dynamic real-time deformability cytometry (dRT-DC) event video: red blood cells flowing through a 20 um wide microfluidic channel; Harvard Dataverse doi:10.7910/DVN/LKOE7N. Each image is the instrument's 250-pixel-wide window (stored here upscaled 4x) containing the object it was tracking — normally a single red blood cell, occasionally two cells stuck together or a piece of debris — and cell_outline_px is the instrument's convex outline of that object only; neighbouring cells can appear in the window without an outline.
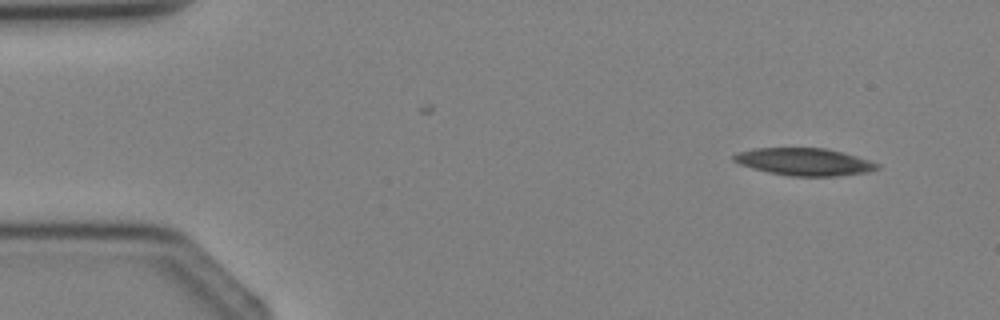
{"species": "Egyptian fruit bat (a non-hibernating species)", "species_latin": "Rousettus aegyptiacus", "temperature_condition": "cold", "stored_images_in_passage": 3, "camera_frame_rate_fps": 3000, "um_per_image_px": 0.085, "animal": {"sex": "female"}, "frame": {"image": 1, "passage_image": 1, "time_ms": 0.0, "image_size_px": [1000, 320], "cell_outline_px": [[880, 168], [868, 172], [836, 176], [792, 176], [768, 172], [752, 168], [740, 164], [732, 160], [732, 156], [736, 152], [756, 148], [824, 148], [844, 152], [880, 164]], "centroid_in_image_um": [68.36, 13.75], "position_along_channel_um": 16.6, "area_um2": 22.89}}
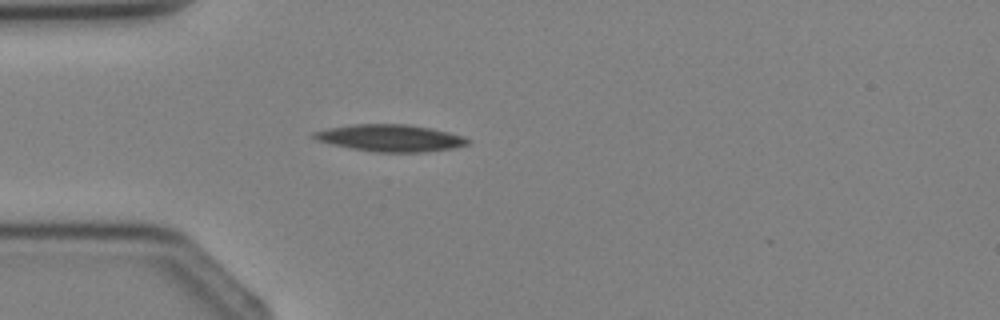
{"frame": {"image": 2, "passage_image": 3, "time_ms": 2.333, "image_size_px": [1000, 320], "cell_outline_px": [[472, 140], [468, 144], [452, 148], [424, 152], [376, 152], [352, 148], [316, 140], [312, 136], [312, 132], [328, 128], [352, 124], [408, 124], [432, 128], [464, 136]], "centroid_in_image_um": [33.21, 11.72], "position_along_channel_um": 51.8, "area_um2": 24.1}}